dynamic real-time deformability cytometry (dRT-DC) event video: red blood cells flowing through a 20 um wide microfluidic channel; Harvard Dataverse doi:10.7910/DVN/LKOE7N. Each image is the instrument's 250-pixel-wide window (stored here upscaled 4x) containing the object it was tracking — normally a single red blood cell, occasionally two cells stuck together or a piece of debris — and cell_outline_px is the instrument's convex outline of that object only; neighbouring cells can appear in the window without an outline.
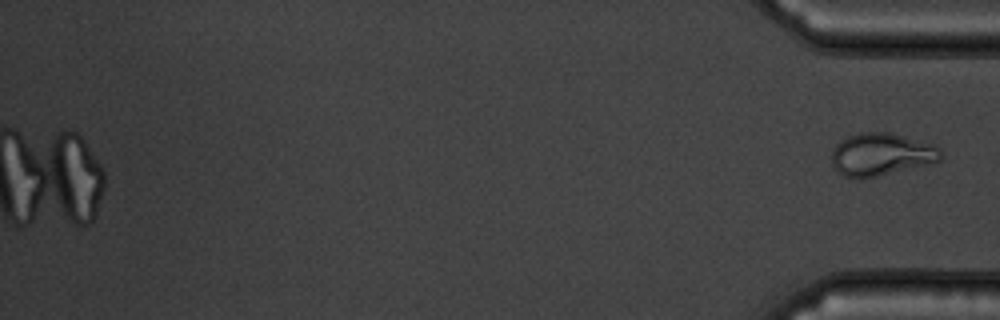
{"species": "common noctule bat (a hibernating species)", "species_latin": "Nyctalus noctula", "temperature_condition": "warm", "stored_images_in_passage": 49, "camera_frame_rate_fps": 3000, "um_per_image_px": 0.085, "animal": {"sex": "male", "body_mass_g": 19.5, "forearm_length_mm": 54.6}, "frame": {"image": 1, "passage_image": 49, "time_ms": 16.0, "image_size_px": [1000, 320], "cell_outline_px": [[940, 160], [860, 180], [844, 176], [832, 164], [832, 148], [840, 140], [848, 136], [860, 132], [888, 132], [932, 144], [940, 148]], "centroid_in_image_um": [74.83, 13.11], "position_along_channel_um": 360.4, "area_um2": 26.65}}